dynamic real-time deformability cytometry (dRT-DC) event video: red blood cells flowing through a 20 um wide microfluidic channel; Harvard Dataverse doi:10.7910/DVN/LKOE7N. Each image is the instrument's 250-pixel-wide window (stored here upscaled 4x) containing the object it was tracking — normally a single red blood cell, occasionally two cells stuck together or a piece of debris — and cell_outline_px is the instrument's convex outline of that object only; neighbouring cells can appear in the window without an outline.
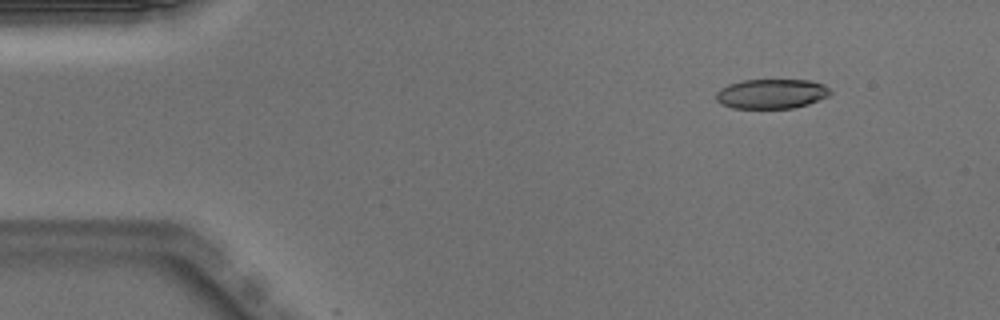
{"species": "Egyptian fruit bat (a non-hibernating species)", "species_latin": "Rousettus aegyptiacus", "temperature_condition": "warm", "stored_images_in_passage": 3, "camera_frame_rate_fps": 3000, "um_per_image_px": 0.085, "animal": {"sex": "male"}, "frame": {"image": 1, "passage_image": 1, "time_ms": 0.0, "image_size_px": [1000, 320], "cell_outline_px": [[832, 92], [828, 96], [808, 104], [792, 108], [732, 108], [720, 104], [716, 100], [716, 92], [720, 88], [728, 84], [744, 80], [812, 80], [824, 84]], "centroid_in_image_um": [65.56, 7.97], "position_along_channel_um": 19.4, "area_um2": 19.83}}